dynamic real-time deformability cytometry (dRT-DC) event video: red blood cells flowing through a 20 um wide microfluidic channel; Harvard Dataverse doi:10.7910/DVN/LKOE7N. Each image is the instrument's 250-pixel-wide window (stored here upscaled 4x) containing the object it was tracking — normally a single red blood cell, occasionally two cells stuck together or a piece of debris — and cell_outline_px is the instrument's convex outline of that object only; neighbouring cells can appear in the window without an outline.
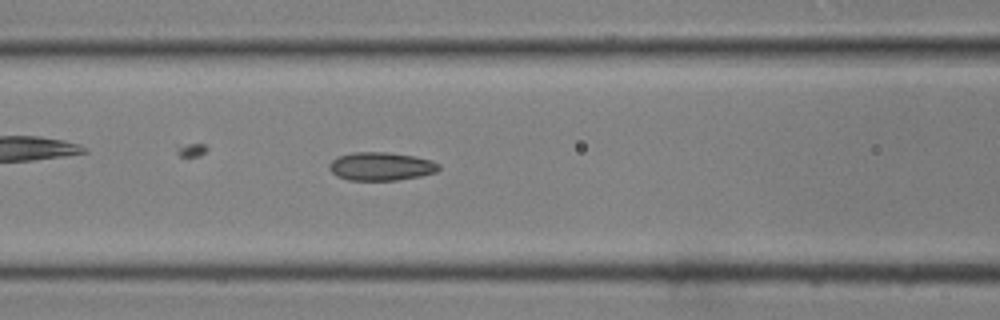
{"species": "common noctule bat (a hibernating species)", "species_latin": "Nyctalus noctula", "temperature_condition": "room temperature", "stored_images_in_passage": 38, "camera_frame_rate_fps": 3000, "um_per_image_px": 0.085, "animal": {"sex": "male", "body_mass_g": 19.0, "forearm_length_mm": 50.8}, "frame": {"image": 1, "passage_image": 16, "time_ms": 5.0, "image_size_px": [1000, 320], "cell_outline_px": [[440, 168], [436, 172], [420, 176], [396, 180], [348, 180], [336, 176], [328, 168], [328, 164], [336, 156], [352, 152], [388, 152], [412, 156], [432, 160], [440, 164]], "centroid_in_image_um": [32.35, 14.13], "position_along_channel_um": 134.2, "area_um2": 18.21}}
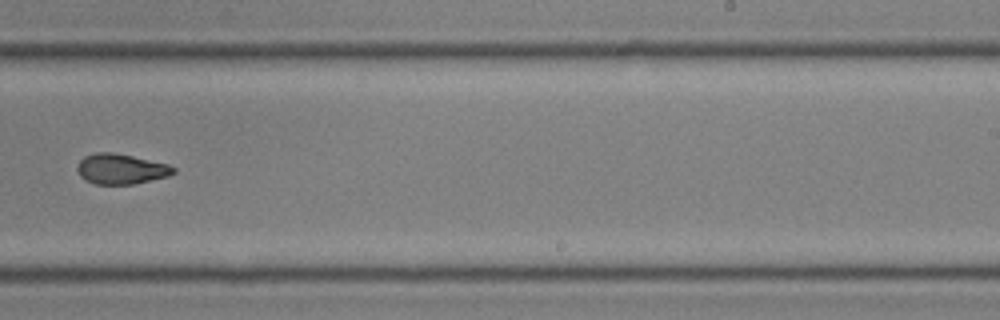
{"frame": {"image": 2, "passage_image": 25, "time_ms": 8.0, "image_size_px": [1000, 320], "cell_outline_px": [[176, 172], [168, 176], [132, 184], [96, 184], [84, 180], [80, 176], [76, 168], [80, 160], [84, 156], [96, 152], [112, 152], [132, 156], [168, 164], [176, 168]], "centroid_in_image_um": [10.26, 14.36], "position_along_channel_um": 278.7, "area_um2": 16.94}}
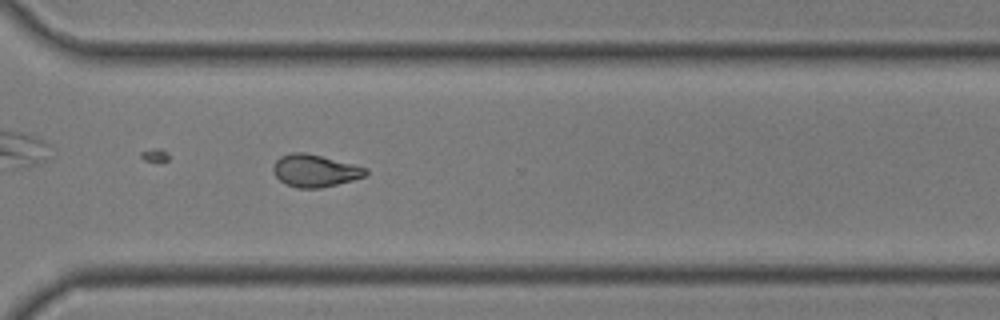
{"frame": {"image": 3, "passage_image": 29, "time_ms": 9.333, "image_size_px": [1000, 320], "cell_outline_px": [[368, 172], [364, 176], [352, 180], [320, 188], [300, 188], [288, 184], [280, 180], [272, 172], [272, 168], [276, 160], [280, 156], [292, 152], [304, 152], [368, 168]], "centroid_in_image_um": [26.74, 14.5], "position_along_channel_um": 343.9, "area_um2": 17.17}}